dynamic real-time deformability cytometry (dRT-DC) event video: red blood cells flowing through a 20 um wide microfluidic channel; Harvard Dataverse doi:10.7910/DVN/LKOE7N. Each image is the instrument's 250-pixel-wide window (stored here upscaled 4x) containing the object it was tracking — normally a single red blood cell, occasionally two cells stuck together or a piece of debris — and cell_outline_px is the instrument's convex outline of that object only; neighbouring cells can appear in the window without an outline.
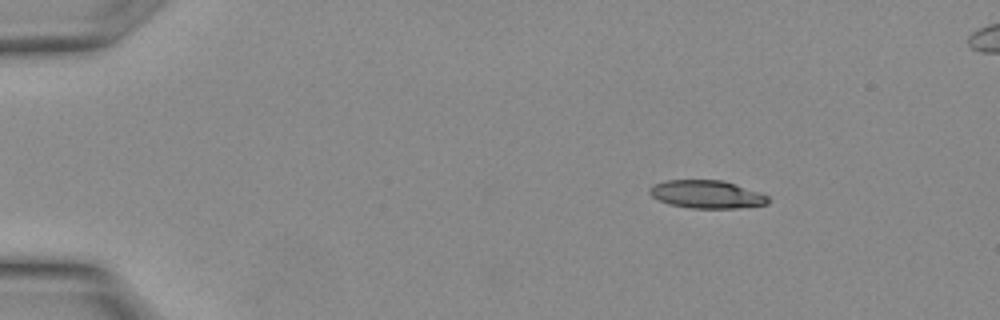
{"species": "Egyptian fruit bat (a non-hibernating species)", "species_latin": "Rousettus aegyptiacus", "temperature_condition": "warm", "stored_images_in_passage": 10, "camera_frame_rate_fps": 3000, "um_per_image_px": 0.085, "animal": {"sex": "female"}, "frame": {"image": 1, "passage_image": 1, "time_ms": 0.0, "image_size_px": [1000, 320], "cell_outline_px": [[768, 204], [740, 208], [692, 208], [668, 204], [652, 196], [648, 192], [648, 188], [652, 184], [664, 180], [724, 180], [768, 196]], "centroid_in_image_um": [60.02, 16.51], "position_along_channel_um": 25.0, "area_um2": 19.31}}
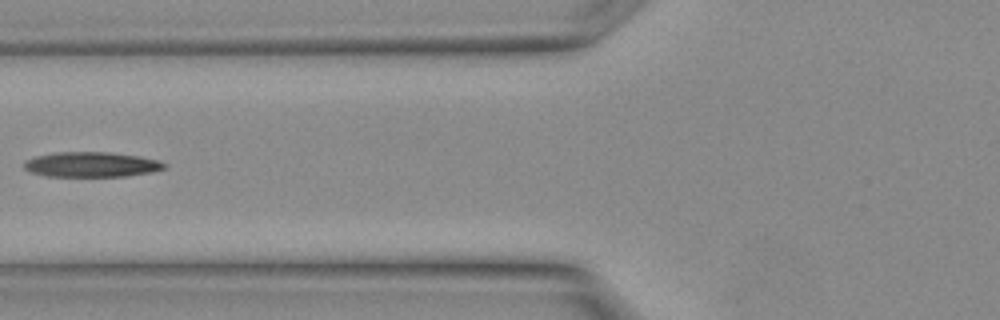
{"frame": {"image": 2, "passage_image": 9, "time_ms": 2.667, "image_size_px": [1000, 320], "cell_outline_px": [[168, 164], [164, 168], [152, 172], [124, 176], [44, 176], [32, 172], [24, 168], [24, 160], [36, 156], [56, 152], [108, 152], [140, 156], [160, 160]], "centroid_in_image_um": [7.79, 13.98], "position_along_channel_um": 118.0, "area_um2": 20.52}}